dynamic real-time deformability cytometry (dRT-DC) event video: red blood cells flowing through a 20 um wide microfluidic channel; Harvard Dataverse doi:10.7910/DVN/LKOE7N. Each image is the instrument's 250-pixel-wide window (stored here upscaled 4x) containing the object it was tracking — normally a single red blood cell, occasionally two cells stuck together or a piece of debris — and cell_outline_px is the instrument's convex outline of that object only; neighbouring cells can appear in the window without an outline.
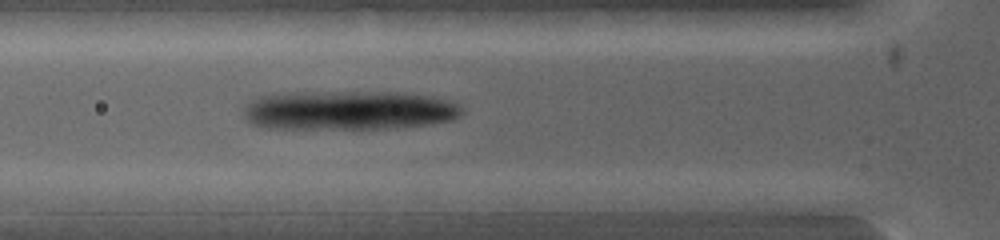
{"species": "common noctule bat (a hibernating species)", "species_latin": "Nyctalus noctula", "temperature_condition": "warm", "stored_images_in_passage": 3, "camera_frame_rate_fps": 5000, "um_per_image_px": 0.085, "animal": {"sex": "female", "body_mass_g": 19.0, "forearm_length_mm": 53.3}, "frame": {"image": 1, "passage_image": 2, "time_ms": 0.4, "image_size_px": [1000, 240], "cell_outline_px": [[388, 208], [384, 212], [292, 212], [276, 200], [276, 196], [308, 192], [372, 192], [388, 200]], "centroid_in_image_um": [28.39, 17.19], "position_along_channel_um": 97.4, "area_um2": 14.51}}